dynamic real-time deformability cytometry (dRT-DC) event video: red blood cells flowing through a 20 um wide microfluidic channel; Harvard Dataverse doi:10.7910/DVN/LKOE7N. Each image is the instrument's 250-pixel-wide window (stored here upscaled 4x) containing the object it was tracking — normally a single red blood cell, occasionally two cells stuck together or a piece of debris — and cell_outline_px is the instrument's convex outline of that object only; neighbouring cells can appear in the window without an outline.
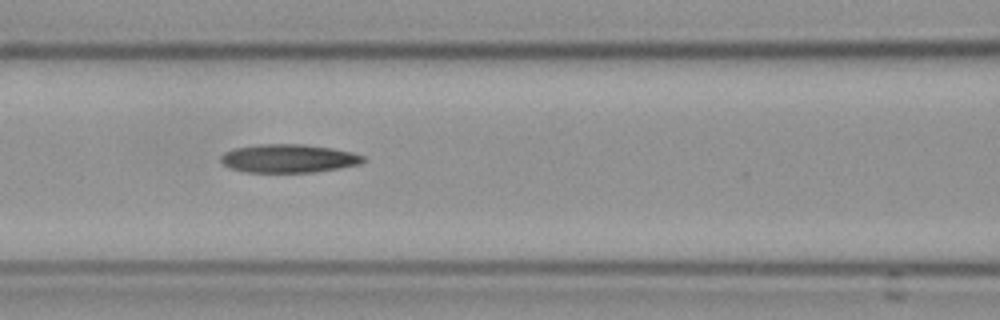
{"species": "Egyptian fruit bat (a non-hibernating species)", "species_latin": "Rousettus aegyptiacus", "temperature_condition": "cold", "stored_images_in_passage": 36, "camera_frame_rate_fps": 3000, "um_per_image_px": 0.085, "frame": {"image": 1, "passage_image": 11, "time_ms": 3.333, "image_size_px": [1000, 320], "cell_outline_px": [[364, 160], [360, 164], [312, 172], [248, 172], [232, 168], [224, 164], [220, 160], [220, 156], [224, 152], [236, 148], [260, 144], [304, 144], [332, 148], [352, 152], [364, 156]], "centroid_in_image_um": [24.52, 13.46], "position_along_channel_um": 142.1, "area_um2": 23.29}}